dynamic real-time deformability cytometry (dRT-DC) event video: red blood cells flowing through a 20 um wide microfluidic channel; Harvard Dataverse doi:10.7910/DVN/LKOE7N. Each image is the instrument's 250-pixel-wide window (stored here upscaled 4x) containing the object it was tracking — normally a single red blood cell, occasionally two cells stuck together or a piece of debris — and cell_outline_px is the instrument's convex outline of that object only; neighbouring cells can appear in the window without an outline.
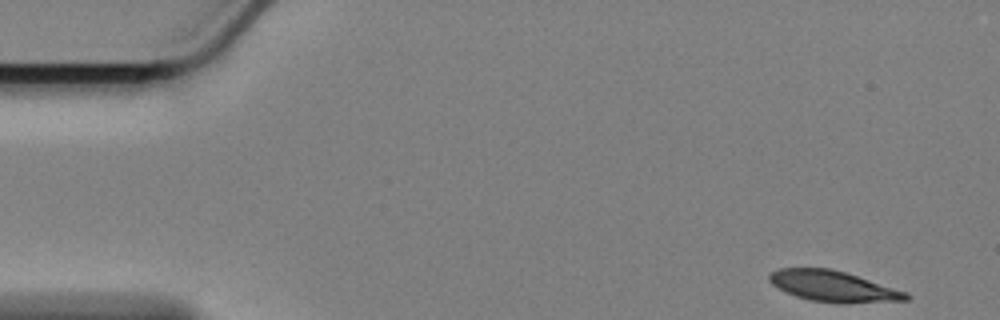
{"species": "Egyptian fruit bat (a non-hibernating species)", "species_latin": "Rousettus aegyptiacus", "temperature_condition": "cold", "stored_images_in_passage": 54, "camera_frame_rate_fps": 3000, "um_per_image_px": 0.085, "animal": {"sex": "female"}, "frame": {"image": 1, "passage_image": 1, "time_ms": 0.0, "image_size_px": [1000, 320], "cell_outline_px": [[912, 296], [908, 300], [848, 304], [836, 304], [808, 300], [796, 296], [772, 284], [768, 280], [768, 276], [772, 272], [780, 268], [832, 268], [908, 292]], "centroid_in_image_um": [70.87, 24.35], "position_along_channel_um": 14.1, "area_um2": 24.8}}
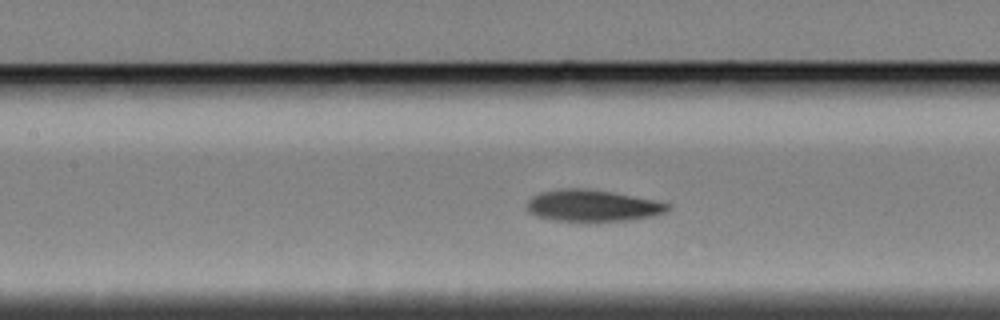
{"frame": {"image": 2, "passage_image": 23, "time_ms": 7.333, "image_size_px": [1000, 320], "cell_outline_px": [[672, 204], [664, 212], [652, 216], [628, 220], [584, 224], [552, 220], [536, 216], [528, 212], [528, 200], [532, 196], [540, 192], [560, 188], [588, 188], [612, 192], [656, 200]], "centroid_in_image_um": [50.33, 17.51], "position_along_channel_um": 157.1, "area_um2": 26.82}}
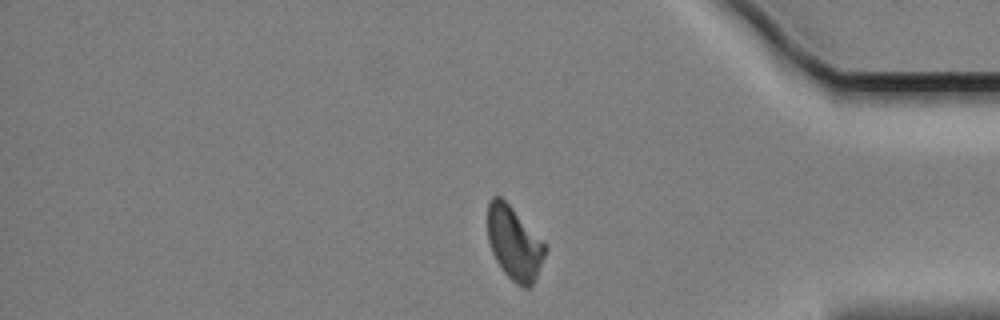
{"frame": {"image": 3, "passage_image": 46, "time_ms": 15.0, "image_size_px": [1000, 320], "cell_outline_px": [[548, 248], [536, 276], [532, 284], [528, 288], [524, 288], [516, 284], [504, 272], [496, 260], [492, 252], [488, 240], [488, 200], [492, 196], [500, 196], [548, 244]], "centroid_in_image_um": [43.72, 20.66], "position_along_channel_um": 391.5, "area_um2": 24.57}, "authors_computed_cell_mechanics": {"area_um2": 26.01, "velocity_mm_per_s": 3.3652, "shape_relaxation_time_tau1_ms": 3.254, "shape_relaxation_time_tau2_ms": null, "deformation_change_tau1": 0.1285, "deformation_change_tau2": null}}